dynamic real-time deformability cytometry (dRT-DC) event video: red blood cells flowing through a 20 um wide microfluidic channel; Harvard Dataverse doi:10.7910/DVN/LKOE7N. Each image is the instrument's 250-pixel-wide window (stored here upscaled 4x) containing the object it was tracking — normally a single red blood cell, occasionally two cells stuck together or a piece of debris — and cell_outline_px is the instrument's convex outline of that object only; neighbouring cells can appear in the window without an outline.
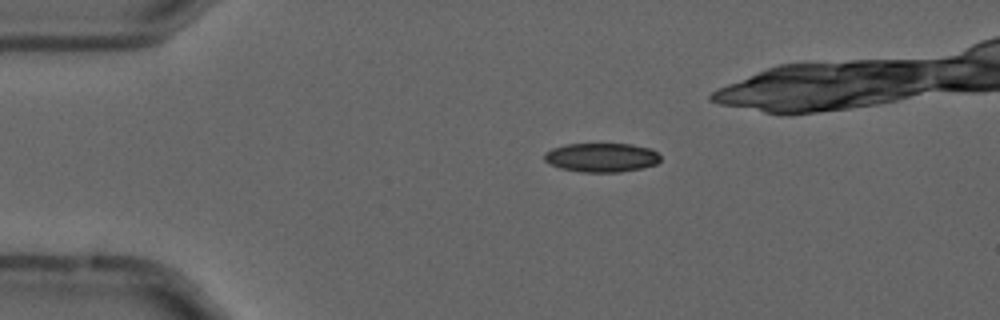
{"species": "common noctule bat (a hibernating species)", "species_latin": "Nyctalus noctula", "temperature_condition": "cold", "stored_images_in_passage": 8, "camera_frame_rate_fps": 3000, "um_per_image_px": 0.085, "animal": {"sex": "male", "forearm_length_mm": 52.5}, "frame": {"image": 1, "passage_image": 1, "time_ms": 0.0, "image_size_px": [1000, 320], "cell_outline_px": [[660, 160], [656, 164], [640, 168], [620, 172], [580, 172], [560, 168], [548, 164], [544, 160], [544, 152], [552, 148], [564, 144], [632, 144], [652, 148], [660, 156]], "centroid_in_image_um": [51.1, 13.38], "position_along_channel_um": 33.9, "area_um2": 19.83}}
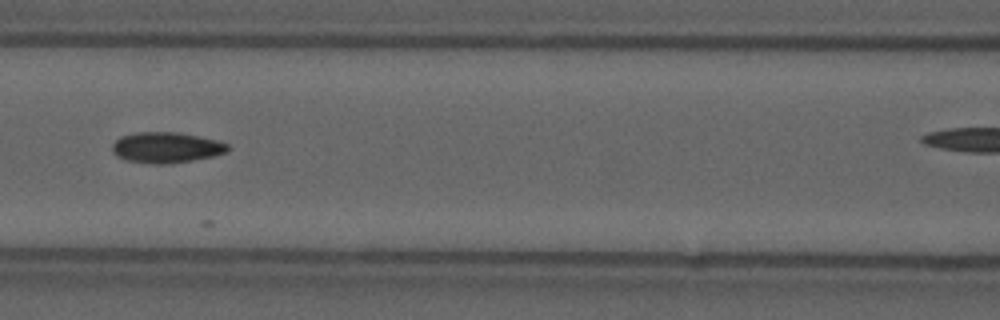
{"frame": {"image": 2, "passage_image": 5, "time_ms": 1.333, "image_size_px": [1000, 320], "cell_outline_px": [[228, 152], [212, 156], [192, 160], [164, 164], [152, 164], [128, 160], [116, 156], [112, 152], [112, 144], [120, 136], [136, 132], [176, 132], [216, 140], [228, 144]], "centroid_in_image_um": [14.09, 12.53], "position_along_channel_um": 152.5, "area_um2": 20.52}}